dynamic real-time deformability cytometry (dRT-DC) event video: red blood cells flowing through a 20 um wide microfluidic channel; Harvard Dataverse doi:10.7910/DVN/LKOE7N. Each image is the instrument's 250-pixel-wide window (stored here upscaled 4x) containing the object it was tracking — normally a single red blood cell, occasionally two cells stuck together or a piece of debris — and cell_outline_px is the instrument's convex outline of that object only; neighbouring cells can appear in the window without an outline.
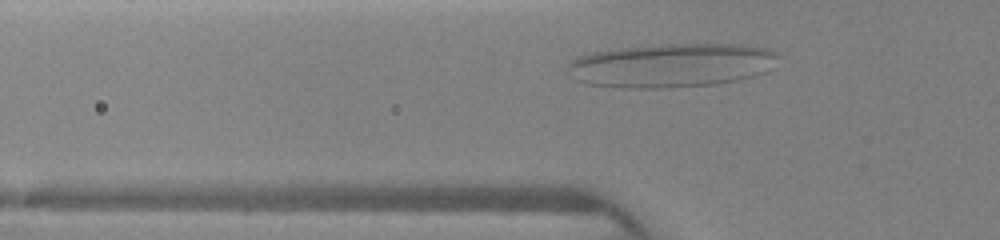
{"species": "human", "species_latin": "Homo sapiens", "temperature_condition": "warm", "stored_images_in_passage": 21, "camera_frame_rate_fps": 3000, "um_per_image_px": 0.085, "donor": {"sex": "female"}, "frame": {"image": 1, "passage_image": 7, "time_ms": 1.667, "image_size_px": [1000, 240], "cell_outline_px": [[780, 52], [768, 72], [736, 80], [716, 84], [660, 88], [620, 88], [588, 84], [576, 80], [564, 68], [576, 56], [592, 52], [620, 48], [664, 44], [748, 44], [768, 48]], "centroid_in_image_um": [57.07, 5.55], "position_along_channel_um": 68.7, "area_um2": 54.39}}
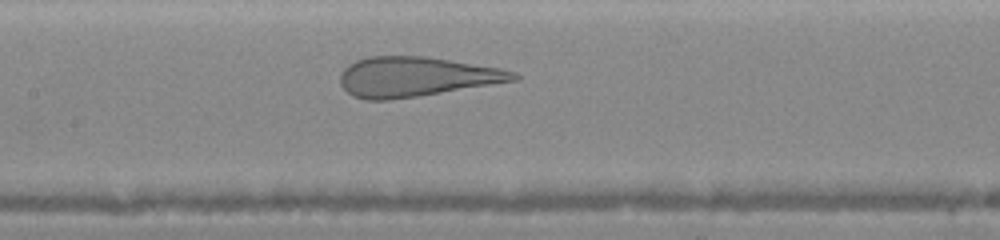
{"frame": {"image": 2, "passage_image": 16, "time_ms": 4.0, "image_size_px": [1000, 240], "cell_outline_px": [[520, 80], [416, 96], [388, 100], [364, 100], [352, 96], [340, 84], [340, 72], [348, 64], [356, 60], [368, 56], [424, 56], [500, 68], [516, 72], [520, 76]], "centroid_in_image_um": [35.34, 6.52], "position_along_channel_um": 172.1, "area_um2": 40.11}}
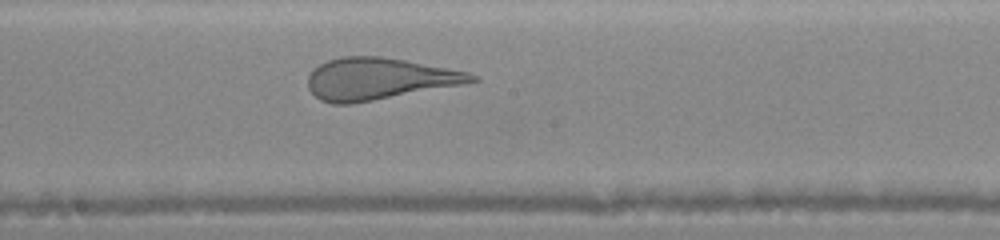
{"frame": {"image": 3, "passage_image": 21, "time_ms": 5.0, "image_size_px": [1000, 240], "cell_outline_px": [[480, 80], [464, 84], [352, 104], [332, 104], [320, 100], [308, 88], [308, 76], [320, 64], [328, 60], [344, 56], [380, 56], [404, 60], [448, 68], [468, 72], [480, 76]], "centroid_in_image_um": [32.22, 6.7], "position_along_channel_um": 216.0, "area_um2": 39.71}}